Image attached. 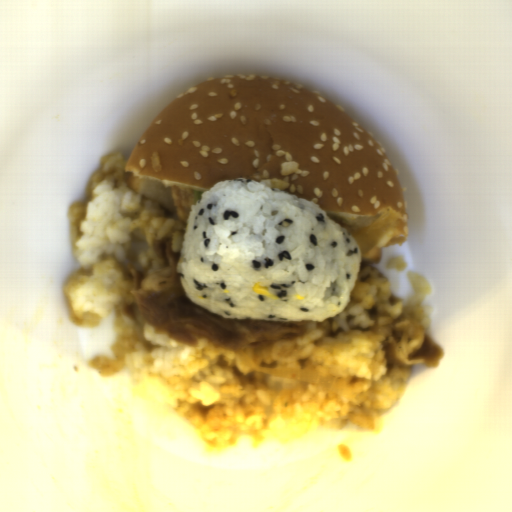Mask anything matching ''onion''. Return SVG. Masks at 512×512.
I'll use <instances>...</instances> for the list:
<instances>
[{
  "mask_svg": "<svg viewBox=\"0 0 512 512\" xmlns=\"http://www.w3.org/2000/svg\"><path fill=\"white\" fill-rule=\"evenodd\" d=\"M402 216L397 208L385 211L353 239L360 248L361 257L373 250L387 235L393 232Z\"/></svg>",
  "mask_w": 512,
  "mask_h": 512,
  "instance_id": "06740285",
  "label": "onion"
},
{
  "mask_svg": "<svg viewBox=\"0 0 512 512\" xmlns=\"http://www.w3.org/2000/svg\"><path fill=\"white\" fill-rule=\"evenodd\" d=\"M241 360L251 369L256 370L262 374H268L273 376L284 377L297 381H302L311 384L318 385H331L333 378L332 376L319 374L307 370H295V369H284V368H272V367H260L255 363L244 350L239 351Z\"/></svg>",
  "mask_w": 512,
  "mask_h": 512,
  "instance_id": "6bf65262",
  "label": "onion"
}]
</instances>
